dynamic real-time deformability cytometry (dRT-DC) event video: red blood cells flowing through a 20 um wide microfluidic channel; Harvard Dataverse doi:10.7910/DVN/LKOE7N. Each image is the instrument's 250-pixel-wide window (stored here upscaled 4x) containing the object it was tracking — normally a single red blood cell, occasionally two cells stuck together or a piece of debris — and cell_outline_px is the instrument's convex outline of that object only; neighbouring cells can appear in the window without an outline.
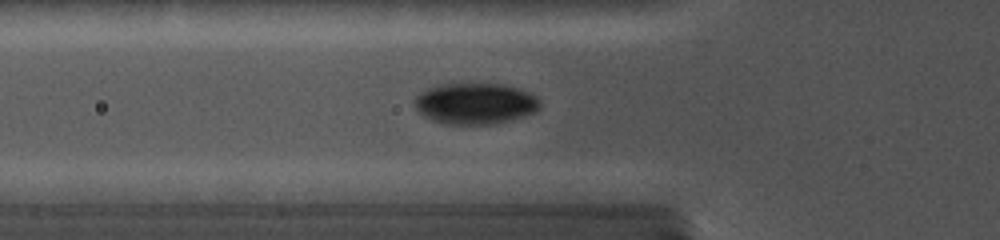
{"species": "common noctule bat (a hibernating species)", "species_latin": "Nyctalus noctula", "temperature_condition": "cold", "stored_images_in_passage": 21, "camera_frame_rate_fps": 5000, "um_per_image_px": 0.085, "animal": {"sex": "female", "body_mass_g": 19.0, "forearm_length_mm": 56.7}, "frame": {"image": 1, "passage_image": 15, "time_ms": 5.4, "image_size_px": [1000, 240], "cell_outline_px": [[540, 108], [536, 112], [512, 120], [496, 124], [444, 124], [432, 120], [424, 116], [416, 108], [416, 96], [420, 92], [428, 88], [440, 84], [504, 84], [520, 88], [536, 96], [540, 100]], "centroid_in_image_um": [40.44, 8.8], "position_along_channel_um": 85.4, "area_um2": 30.23}}